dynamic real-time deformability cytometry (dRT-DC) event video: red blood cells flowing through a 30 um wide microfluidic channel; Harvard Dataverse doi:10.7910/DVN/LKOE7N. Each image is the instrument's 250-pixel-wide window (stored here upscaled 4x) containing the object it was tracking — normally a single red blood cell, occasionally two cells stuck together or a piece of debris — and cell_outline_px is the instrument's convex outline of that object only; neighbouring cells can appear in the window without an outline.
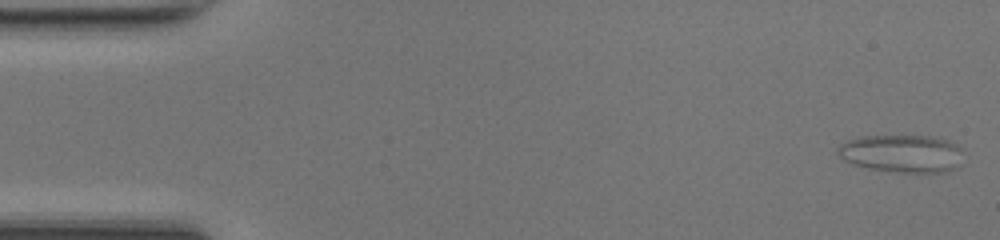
{"species": "common noctule bat (a hibernating species)", "species_latin": "Nyctalus noctula", "temperature_condition": "room temperature", "stored_images_in_passage": 49, "camera_frame_rate_fps": 3000, "um_per_image_px": 0.085, "animal": {"sex": "female", "body_mass_g": 17.0, "forearm_length_mm": 48.0}, "frame": {"image": 1, "passage_image": 1, "time_ms": 0.0, "image_size_px": [1000, 240], "cell_outline_px": [[960, 164], [956, 168], [940, 172], [896, 172], [868, 168], [852, 164], [844, 160], [836, 152], [836, 148], [840, 144], [848, 140], [860, 136], [932, 136], [948, 140], [956, 144], [960, 148]], "centroid_in_image_um": [76.62, 13.04], "position_along_channel_um": 8.4, "area_um2": 27.57}}
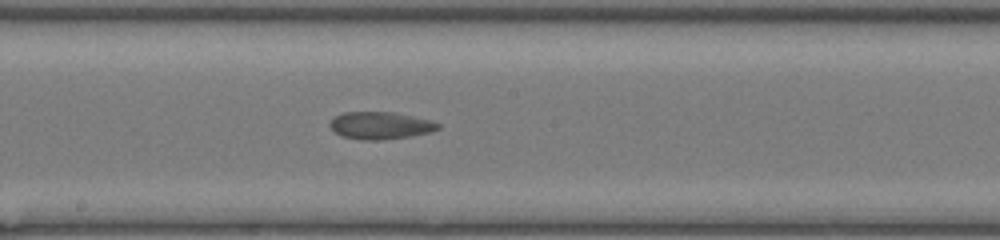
{"frame": {"image": 2, "passage_image": 26, "time_ms": 8.333, "image_size_px": [1000, 240], "cell_outline_px": [[440, 128], [428, 132], [412, 136], [376, 140], [364, 140], [340, 136], [328, 124], [336, 116], [344, 112], [392, 112], [432, 120], [440, 124]], "centroid_in_image_um": [32.33, 10.66], "position_along_channel_um": 215.9, "area_um2": 17.05}}
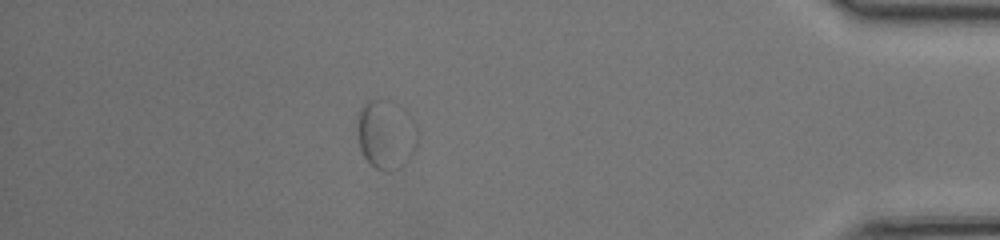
{"frame": {"image": 3, "passage_image": 43, "time_ms": 14.0, "image_size_px": [1000, 240], "cell_outline_px": [[420, 136], [416, 148], [412, 156], [400, 168], [388, 172], [384, 172], [376, 168], [364, 156], [360, 148], [360, 112], [364, 104], [368, 100], [380, 100], [416, 124], [420, 132]], "centroid_in_image_um": [32.87, 11.57], "position_along_channel_um": 402.3, "area_um2": 22.95}, "authors_computed_cell_mechanics": {"area_um2": 17.9758, "velocity_mm_per_s": 4.1587, "shape_relaxation_time_tau1_ms": null, "shape_relaxation_time_tau2_ms": 1.7544, "deformation_change_tau1": null, "deformation_change_tau2": 0.0585}}